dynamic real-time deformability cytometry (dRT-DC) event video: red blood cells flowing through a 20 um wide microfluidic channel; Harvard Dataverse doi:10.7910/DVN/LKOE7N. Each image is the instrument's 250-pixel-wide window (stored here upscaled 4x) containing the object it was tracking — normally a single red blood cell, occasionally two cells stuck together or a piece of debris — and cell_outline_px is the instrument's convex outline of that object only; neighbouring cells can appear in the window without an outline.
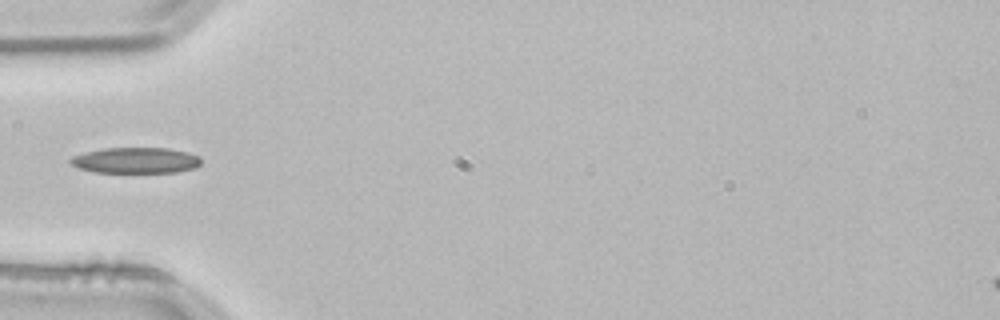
{"species": "common noctule bat (a hibernating species)", "species_latin": "Nyctalus noctula", "temperature_condition": "room temperature", "stored_images_in_passage": 36, "camera_frame_rate_fps": 3000, "um_per_image_px": 0.085, "animal": {"sex": "male", "body_mass_g": 21.5, "forearm_length_mm": 52.0}, "frame": {"image": 1, "passage_image": 1, "time_ms": 0.0, "image_size_px": [1000, 320], "cell_outline_px": [[200, 164], [196, 168], [176, 172], [96, 172], [80, 168], [72, 164], [68, 160], [72, 156], [104, 148], [168, 148], [188, 152], [196, 156], [200, 160]], "centroid_in_image_um": [11.55, 13.63], "position_along_channel_um": 73.5, "area_um2": 19.42}}